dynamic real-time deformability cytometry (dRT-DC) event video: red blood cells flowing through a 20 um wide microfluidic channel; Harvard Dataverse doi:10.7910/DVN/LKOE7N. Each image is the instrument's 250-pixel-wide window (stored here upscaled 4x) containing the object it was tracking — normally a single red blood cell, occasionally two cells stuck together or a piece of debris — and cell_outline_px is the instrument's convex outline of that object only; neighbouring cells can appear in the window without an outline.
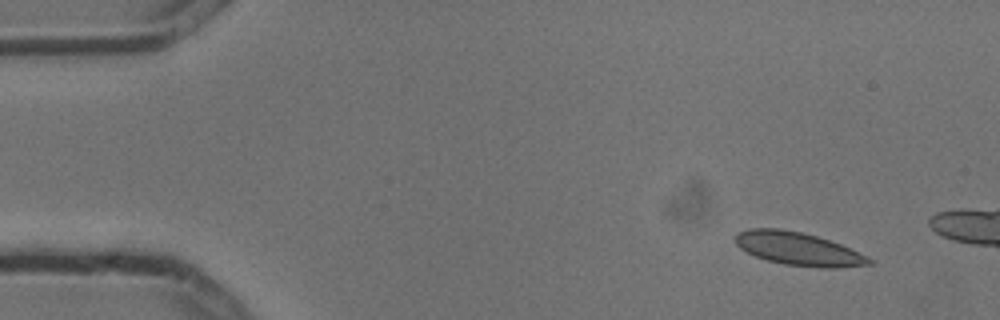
{"species": "common noctule bat (a hibernating species)", "species_latin": "Nyctalus noctula", "temperature_condition": "cold", "stored_images_in_passage": 3, "camera_frame_rate_fps": 3000, "um_per_image_px": 0.085, "animal": {"sex": "male", "body_mass_g": 13.3}, "frame": {"image": 1, "passage_image": 1, "time_ms": 0.0, "image_size_px": [1000, 320], "cell_outline_px": [[872, 264], [836, 268], [816, 268], [784, 264], [768, 260], [756, 256], [740, 248], [736, 244], [736, 232], [748, 228], [780, 228], [804, 232], [840, 244], [868, 256], [872, 260]], "centroid_in_image_um": [67.85, 21.14], "position_along_channel_um": 17.2, "area_um2": 25.84}}